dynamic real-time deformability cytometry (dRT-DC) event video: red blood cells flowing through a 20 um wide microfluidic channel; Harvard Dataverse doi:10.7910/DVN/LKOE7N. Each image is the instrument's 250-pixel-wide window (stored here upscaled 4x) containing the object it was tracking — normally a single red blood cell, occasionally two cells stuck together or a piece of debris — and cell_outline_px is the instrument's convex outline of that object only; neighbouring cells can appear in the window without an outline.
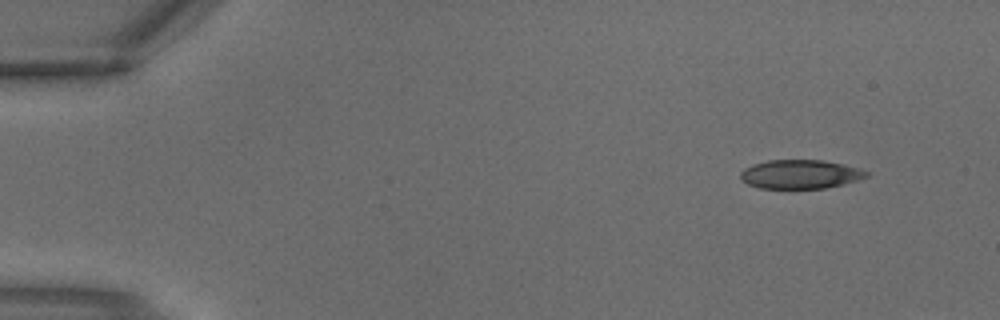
{"species": "common noctule bat (a hibernating species)", "species_latin": "Nyctalus noctula", "temperature_condition": "warm", "stored_images_in_passage": 4, "camera_frame_rate_fps": 3000, "um_per_image_px": 0.085, "animal": {"sex": "male", "body_mass_g": 18.8}, "frame": {"image": 1, "passage_image": 1, "time_ms": 0.0, "image_size_px": [1000, 320], "cell_outline_px": [[868, 176], [856, 180], [824, 188], [760, 188], [748, 184], [740, 180], [740, 172], [744, 168], [752, 164], [768, 160], [824, 160], [844, 164], [860, 168], [868, 172]], "centroid_in_image_um": [67.98, 14.8], "position_along_channel_um": 17.0, "area_um2": 21.15}}
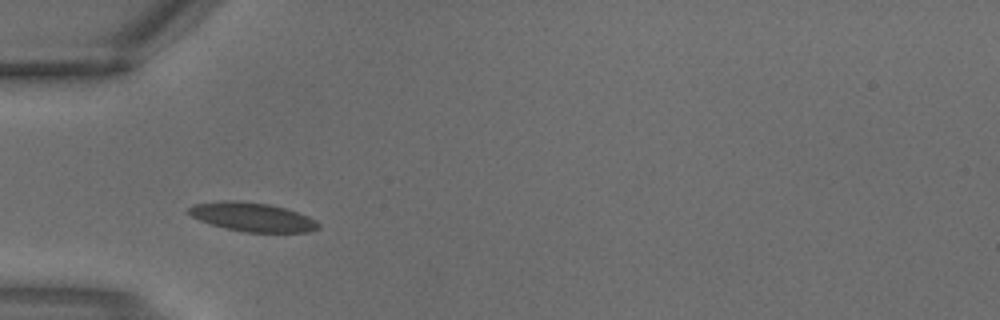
{"frame": {"image": 2, "passage_image": 4, "time_ms": 1.0, "image_size_px": [1000, 320], "cell_outline_px": [[320, 228], [308, 232], [244, 232], [224, 228], [200, 220], [192, 216], [188, 212], [188, 208], [192, 204], [220, 200], [240, 200], [268, 204], [284, 208], [296, 212], [316, 220], [320, 224]], "centroid_in_image_um": [21.43, 18.44], "position_along_channel_um": 63.6, "area_um2": 21.85}}